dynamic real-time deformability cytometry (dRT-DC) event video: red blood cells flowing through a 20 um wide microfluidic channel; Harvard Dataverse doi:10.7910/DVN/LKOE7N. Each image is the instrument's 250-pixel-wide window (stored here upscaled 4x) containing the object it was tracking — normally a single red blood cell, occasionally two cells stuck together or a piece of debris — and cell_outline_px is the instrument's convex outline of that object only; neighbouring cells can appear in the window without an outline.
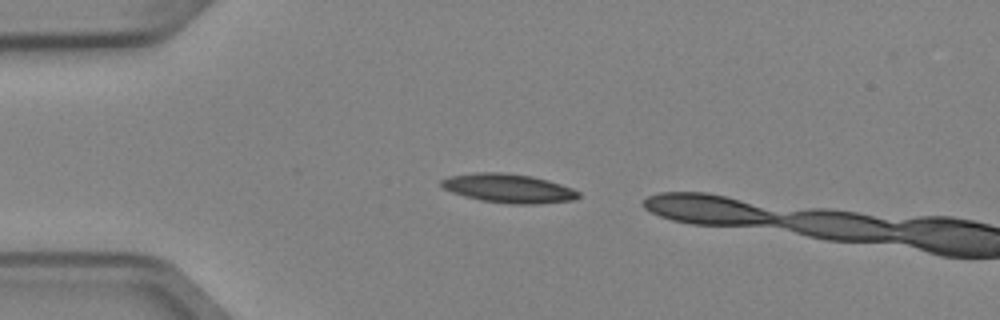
{"species": "Egyptian fruit bat (a non-hibernating species)", "species_latin": "Rousettus aegyptiacus", "temperature_condition": "cold", "stored_images_in_passage": 2, "camera_frame_rate_fps": 3000, "um_per_image_px": 0.085, "animal": {"sex": "female"}, "frame": {"image": 1, "passage_image": 1, "time_ms": 0.0, "image_size_px": [1000, 320], "cell_outline_px": [[580, 196], [576, 200], [536, 204], [508, 204], [480, 200], [464, 196], [452, 192], [444, 188], [440, 184], [440, 180], [448, 176], [476, 172], [504, 172], [532, 176], [548, 180], [572, 188], [580, 192]], "centroid_in_image_um": [43.23, 16.01], "position_along_channel_um": 41.8, "area_um2": 23.35}}